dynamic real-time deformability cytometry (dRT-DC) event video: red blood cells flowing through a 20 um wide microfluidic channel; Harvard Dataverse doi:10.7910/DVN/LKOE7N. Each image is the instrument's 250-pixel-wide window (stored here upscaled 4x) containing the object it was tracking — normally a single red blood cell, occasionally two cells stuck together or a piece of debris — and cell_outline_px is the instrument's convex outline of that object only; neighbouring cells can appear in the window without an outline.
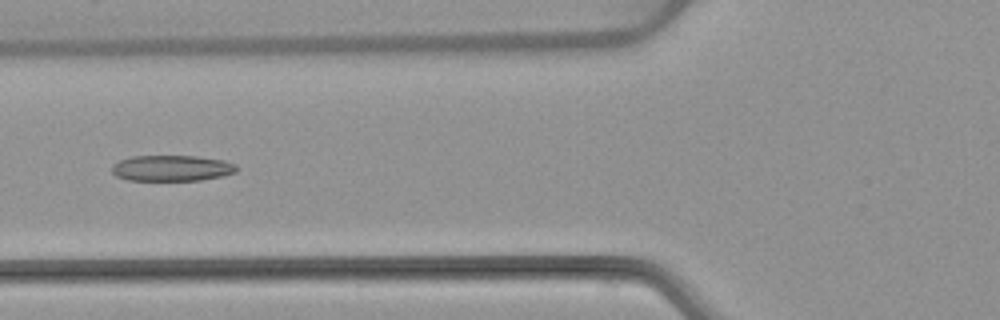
{"species": "common noctule bat (a hibernating species)", "species_latin": "Nyctalus noctula", "temperature_condition": "warm", "stored_images_in_passage": 5, "camera_frame_rate_fps": 3000, "um_per_image_px": 0.085, "animal": {"sex": "female", "body_mass_g": 22.7, "forearm_length_mm": 54.2}, "frame": {"image": 1, "passage_image": 5, "time_ms": 5.333, "image_size_px": [1000, 320], "cell_outline_px": [[236, 172], [220, 176], [200, 180], [128, 180], [116, 176], [112, 172], [112, 164], [120, 160], [132, 156], [196, 156], [224, 160], [236, 164]], "centroid_in_image_um": [14.58, 14.29], "position_along_channel_um": 111.2, "area_um2": 18.73}}